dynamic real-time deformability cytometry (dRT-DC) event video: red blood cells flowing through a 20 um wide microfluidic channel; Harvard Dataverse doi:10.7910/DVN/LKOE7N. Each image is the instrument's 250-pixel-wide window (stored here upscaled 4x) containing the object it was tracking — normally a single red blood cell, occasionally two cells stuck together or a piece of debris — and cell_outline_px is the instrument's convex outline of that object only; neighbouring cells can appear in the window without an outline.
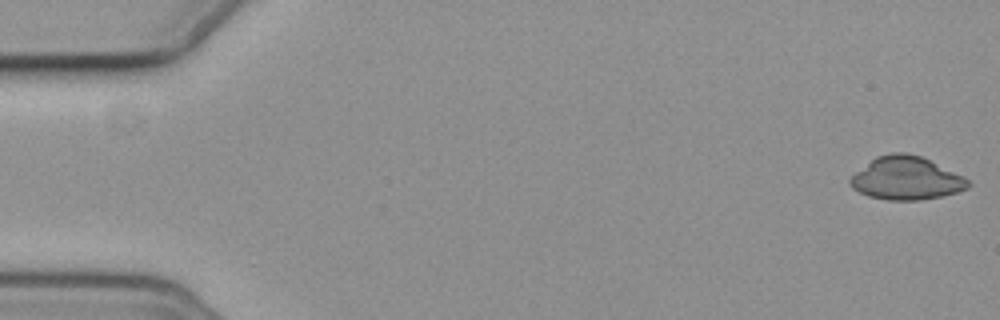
{"species": "common noctule bat (a hibernating species)", "species_latin": "Nyctalus noctula", "temperature_condition": "cold", "stored_images_in_passage": 7, "camera_frame_rate_fps": 3000, "um_per_image_px": 0.085, "animal": {"sex": "female", "body_mass_g": 19.3, "forearm_length_mm": 54.1}, "frame": {"image": 1, "passage_image": 1, "time_ms": 0.0, "image_size_px": [1000, 320], "cell_outline_px": [[972, 184], [968, 188], [956, 192], [940, 196], [920, 200], [888, 200], [868, 196], [852, 188], [848, 184], [848, 180], [856, 172], [876, 156], [892, 152], [908, 152], [920, 156], [964, 176]], "centroid_in_image_um": [77.02, 15.15], "position_along_channel_um": 8.0, "area_um2": 29.54}}
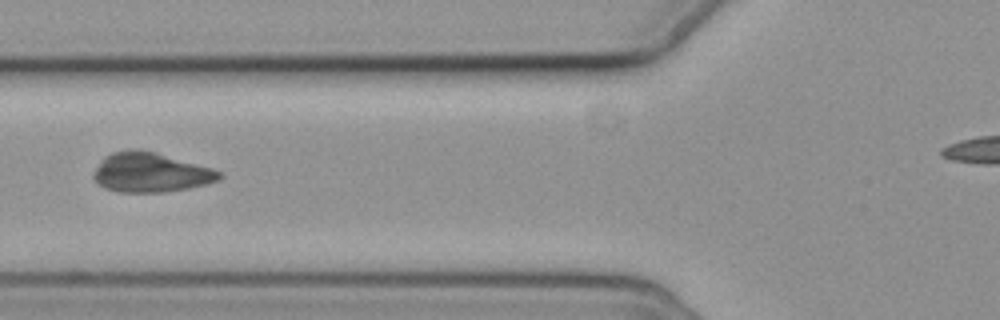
{"frame": {"image": 2, "passage_image": 7, "time_ms": 7.0, "image_size_px": [1000, 320], "cell_outline_px": [[224, 176], [220, 180], [208, 184], [188, 188], [164, 192], [120, 192], [104, 188], [92, 176], [100, 160], [104, 156], [112, 152], [136, 148], [156, 152], [212, 168], [220, 172]], "centroid_in_image_um": [12.81, 14.65], "position_along_channel_um": 113.0, "area_um2": 29.07}}